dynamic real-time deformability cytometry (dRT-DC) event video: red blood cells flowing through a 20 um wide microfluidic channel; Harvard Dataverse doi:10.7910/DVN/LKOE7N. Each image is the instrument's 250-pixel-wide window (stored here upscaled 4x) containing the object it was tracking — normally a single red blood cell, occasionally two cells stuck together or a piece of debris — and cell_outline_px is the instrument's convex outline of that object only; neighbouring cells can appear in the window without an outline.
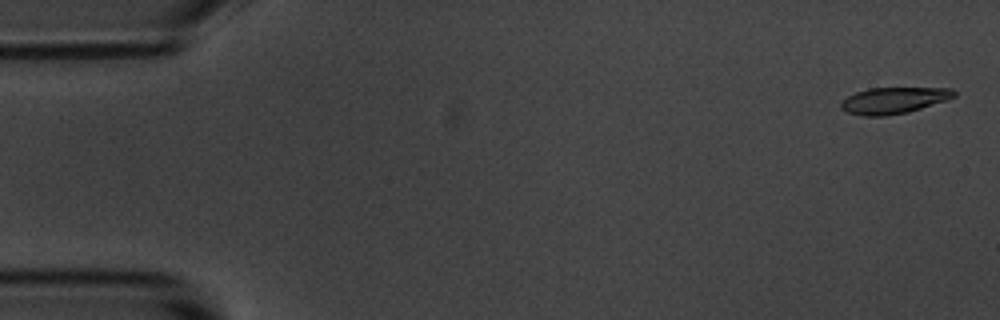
{"species": "common noctule bat (a hibernating species)", "species_latin": "Nyctalus noctula", "temperature_condition": "room temperature", "stored_images_in_passage": 6, "camera_frame_rate_fps": 3000, "um_per_image_px": 0.085, "animal": {"sex": "male", "body_mass_g": 20.1, "forearm_length_mm": 53.5}, "frame": {"image": 1, "passage_image": 1, "time_ms": 0.0, "image_size_px": [1000, 320], "cell_outline_px": [[956, 96], [948, 100], [908, 112], [884, 116], [864, 116], [848, 112], [840, 108], [840, 104], [848, 96], [856, 92], [868, 88], [952, 88], [956, 92]], "centroid_in_image_um": [75.99, 8.53], "position_along_channel_um": 9.0, "area_um2": 17.34}}
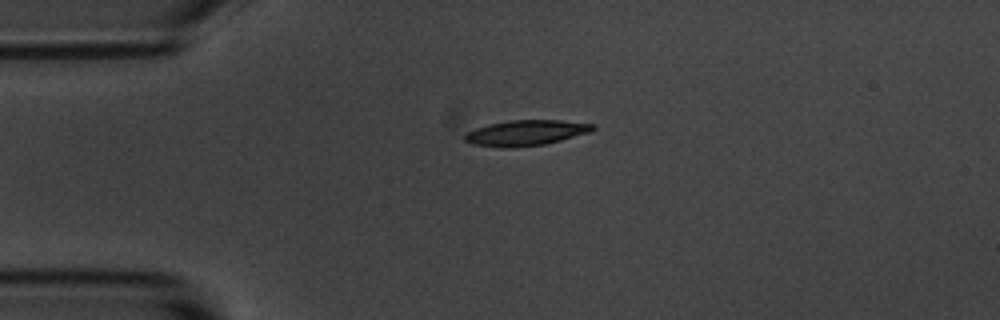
{"frame": {"image": 2, "passage_image": 4, "time_ms": 3.667, "image_size_px": [1000, 320], "cell_outline_px": [[596, 128], [588, 132], [560, 140], [544, 144], [512, 148], [504, 148], [472, 144], [464, 140], [464, 136], [468, 132], [476, 128], [488, 124], [512, 120], [560, 120], [596, 124]], "centroid_in_image_um": [44.69, 11.29], "position_along_channel_um": 40.3, "area_um2": 18.9}}